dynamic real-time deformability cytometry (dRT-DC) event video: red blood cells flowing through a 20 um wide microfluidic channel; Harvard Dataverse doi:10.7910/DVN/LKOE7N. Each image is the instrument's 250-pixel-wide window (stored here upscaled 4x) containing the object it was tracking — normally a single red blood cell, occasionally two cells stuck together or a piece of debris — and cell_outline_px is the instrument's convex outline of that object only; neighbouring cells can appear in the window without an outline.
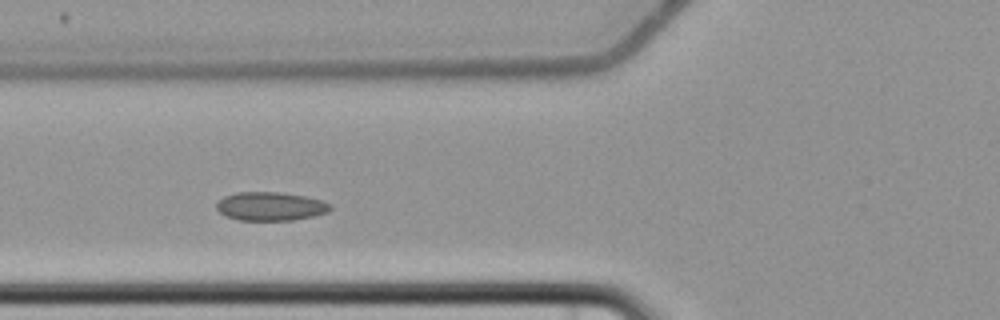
{"species": "common noctule bat (a hibernating species)", "species_latin": "Nyctalus noctula", "temperature_condition": "cold", "stored_images_in_passage": 7, "camera_frame_rate_fps": 3000, "um_per_image_px": 0.085, "animal": {"sex": "female", "body_mass_g": 22.7, "forearm_length_mm": 54.2}, "frame": {"image": 1, "passage_image": 4, "time_ms": 3.667, "image_size_px": [1000, 320], "cell_outline_px": [[332, 208], [328, 212], [312, 216], [292, 220], [240, 220], [228, 216], [220, 212], [216, 208], [216, 204], [224, 196], [236, 192], [276, 192], [304, 196], [320, 200], [332, 204]], "centroid_in_image_um": [23.0, 17.53], "position_along_channel_um": 102.8, "area_um2": 18.79}}
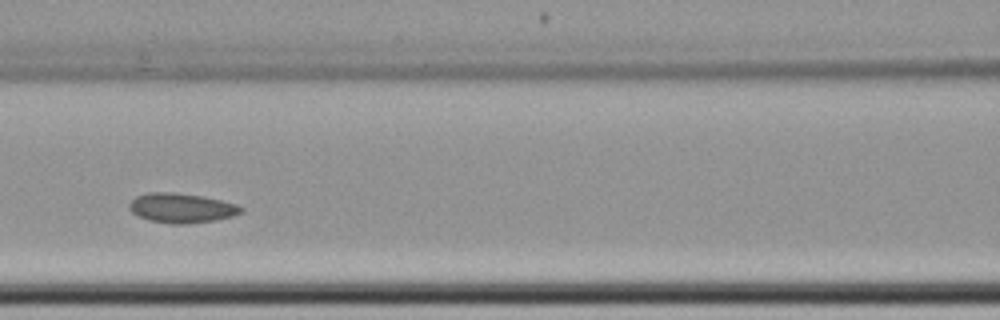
{"frame": {"image": 2, "passage_image": 5, "time_ms": 5.0, "image_size_px": [1000, 320], "cell_outline_px": [[244, 212], [232, 216], [212, 220], [184, 224], [168, 224], [148, 220], [136, 216], [128, 208], [128, 204], [136, 196], [148, 192], [176, 192], [204, 196], [236, 204], [244, 208]], "centroid_in_image_um": [15.39, 17.67], "position_along_channel_um": 151.2, "area_um2": 19.48}}
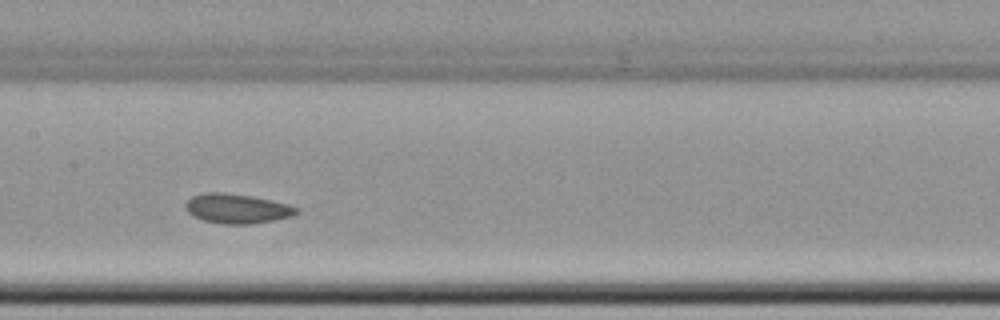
{"frame": {"image": 3, "passage_image": 6, "time_ms": 6.0, "image_size_px": [1000, 320], "cell_outline_px": [[296, 212], [292, 216], [252, 224], [224, 224], [204, 220], [188, 212], [184, 204], [192, 196], [200, 192], [224, 192], [252, 196], [272, 200], [288, 204], [296, 208]], "centroid_in_image_um": [20.11, 17.71], "position_along_channel_um": 187.3, "area_um2": 18.96}}